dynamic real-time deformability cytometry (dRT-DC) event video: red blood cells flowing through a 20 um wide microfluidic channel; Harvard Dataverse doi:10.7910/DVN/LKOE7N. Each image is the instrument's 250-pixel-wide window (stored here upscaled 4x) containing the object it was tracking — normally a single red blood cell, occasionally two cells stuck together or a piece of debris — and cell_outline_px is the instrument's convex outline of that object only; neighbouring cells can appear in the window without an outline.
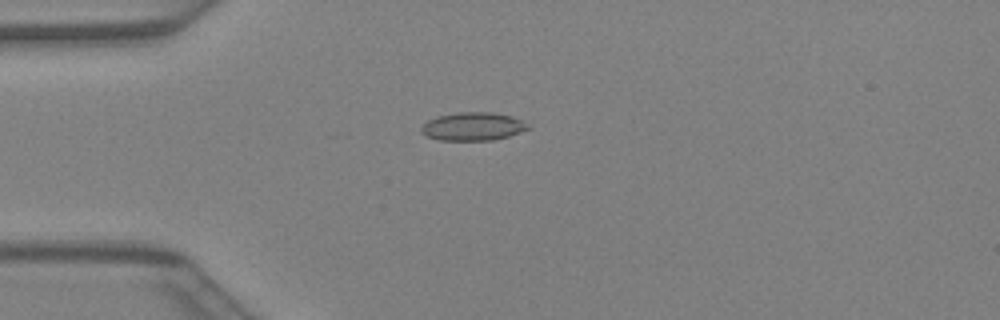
{"species": "Egyptian fruit bat (a non-hibernating species)", "species_latin": "Rousettus aegyptiacus", "temperature_condition": "warm", "stored_images_in_passage": 16, "camera_frame_rate_fps": 3000, "um_per_image_px": 0.085, "animal": {"sex": "female"}, "frame": {"image": 1, "passage_image": 11, "time_ms": 3.333, "image_size_px": [1000, 320], "cell_outline_px": [[532, 128], [508, 136], [492, 140], [440, 140], [428, 136], [420, 132], [420, 128], [428, 120], [436, 116], [460, 112], [492, 112], [508, 116], [520, 120]], "centroid_in_image_um": [40.16, 10.75], "position_along_channel_um": 44.8, "area_um2": 17.34}}
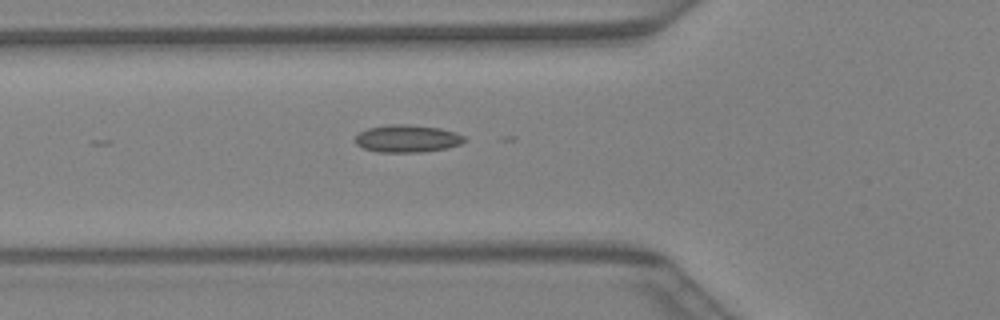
{"frame": {"image": 2, "passage_image": 15, "time_ms": 4.667, "image_size_px": [1000, 320], "cell_outline_px": [[468, 140], [460, 144], [448, 148], [420, 152], [380, 152], [364, 148], [356, 144], [356, 136], [360, 132], [368, 128], [388, 124], [412, 124], [440, 128], [456, 132], [464, 136]], "centroid_in_image_um": [34.66, 11.77], "position_along_channel_um": 91.1, "area_um2": 17.57}}